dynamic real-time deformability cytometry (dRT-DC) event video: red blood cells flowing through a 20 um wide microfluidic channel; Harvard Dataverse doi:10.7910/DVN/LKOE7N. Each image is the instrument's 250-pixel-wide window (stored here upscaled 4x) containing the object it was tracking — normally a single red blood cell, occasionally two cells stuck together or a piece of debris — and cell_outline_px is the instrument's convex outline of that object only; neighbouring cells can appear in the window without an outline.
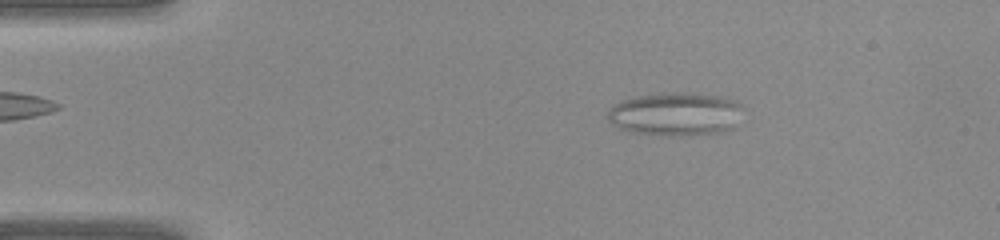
{"species": "common noctule bat (a hibernating species)", "species_latin": "Nyctalus noctula", "temperature_condition": "warm", "stored_images_in_passage": 39, "camera_frame_rate_fps": 3000, "um_per_image_px": 0.085, "animal": {"sex": "female", "body_mass_g": 22.0, "forearm_length_mm": 56.7}, "frame": {"image": 1, "passage_image": 6, "time_ms": 1.667, "image_size_px": [1000, 240], "cell_outline_px": [[744, 108], [732, 128], [728, 132], [680, 136], [668, 136], [636, 132], [620, 128], [612, 124], [608, 120], [608, 112], [616, 104], [624, 100], [636, 96], [664, 92], [688, 92], [716, 96], [736, 100]], "centroid_in_image_um": [57.47, 9.69], "position_along_channel_um": 27.5, "area_um2": 34.28}}
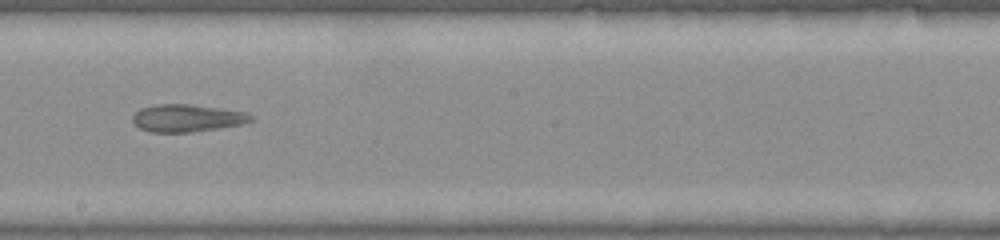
{"frame": {"image": 2, "passage_image": 22, "time_ms": 7.0, "image_size_px": [1000, 240], "cell_outline_px": [[252, 120], [240, 124], [192, 132], [152, 132], [140, 128], [132, 120], [132, 116], [140, 108], [156, 104], [192, 104], [248, 112], [252, 116]], "centroid_in_image_um": [15.88, 10.02], "position_along_channel_um": 232.3, "area_um2": 18.79}}
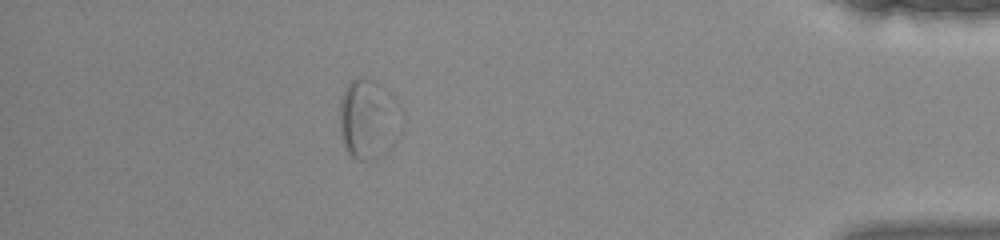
{"frame": {"image": 3, "passage_image": 35, "time_ms": 11.333, "image_size_px": [1000, 240], "cell_outline_px": [[404, 128], [400, 140], [376, 160], [356, 160], [348, 152], [344, 144], [340, 132], [340, 100], [348, 84], [352, 80], [364, 76], [400, 104], [404, 112]], "centroid_in_image_um": [31.4, 10.21], "position_along_channel_um": 403.8, "area_um2": 29.3}}